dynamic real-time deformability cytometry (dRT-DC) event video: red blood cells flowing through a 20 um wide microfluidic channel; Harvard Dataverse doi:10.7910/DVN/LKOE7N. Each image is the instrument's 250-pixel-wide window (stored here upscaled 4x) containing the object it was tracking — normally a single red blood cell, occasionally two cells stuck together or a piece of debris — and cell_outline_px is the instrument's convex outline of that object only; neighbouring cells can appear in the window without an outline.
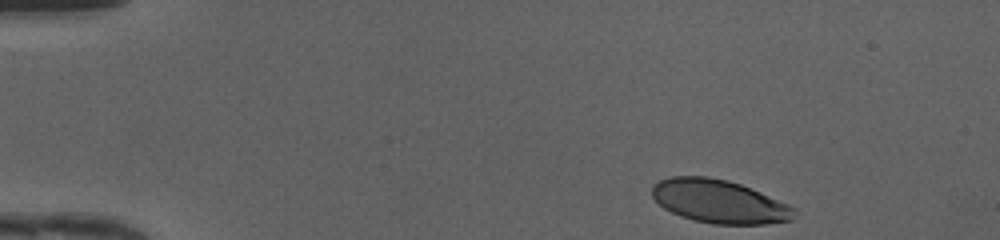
{"species": "human", "species_latin": "Homo sapiens", "temperature_condition": "cold", "stored_images_in_passage": 43, "camera_frame_rate_fps": 3000, "um_per_image_px": 0.085, "donor": {"sex": "female"}, "frame": {"image": 1, "passage_image": 1, "time_ms": 0.0, "image_size_px": [1000, 240], "cell_outline_px": [[796, 212], [792, 220], [764, 224], [712, 224], [692, 220], [680, 216], [664, 208], [652, 196], [652, 184], [660, 180], [672, 176], [708, 176], [728, 180], [740, 184], [760, 192], [788, 204], [796, 208]], "centroid_in_image_um": [61.12, 17.12], "position_along_channel_um": 23.9, "area_um2": 35.95}}
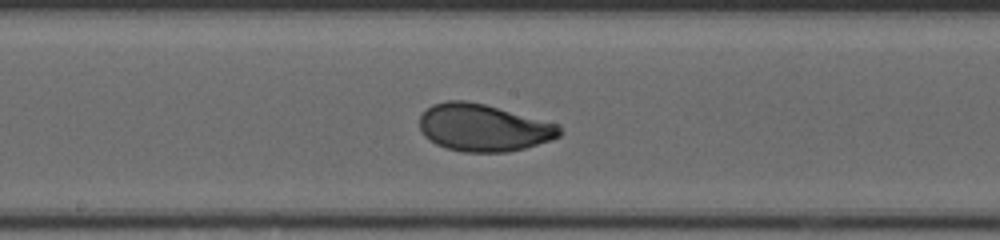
{"frame": {"image": 2, "passage_image": 21, "time_ms": 6.667, "image_size_px": [1000, 240], "cell_outline_px": [[560, 136], [524, 148], [508, 152], [464, 152], [448, 148], [436, 144], [428, 140], [420, 132], [420, 116], [432, 104], [448, 100], [464, 100], [484, 104], [560, 124]], "centroid_in_image_um": [41.06, 10.85], "position_along_channel_um": 207.1, "area_um2": 38.44}}
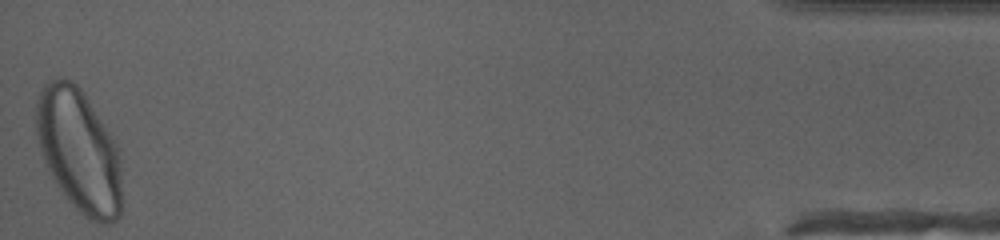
{"frame": {"image": 3, "passage_image": 43, "time_ms": 14.0, "image_size_px": [1000, 240], "cell_outline_px": [[120, 216], [116, 220], [108, 224], [100, 224], [88, 220], [64, 196], [56, 184], [44, 160], [40, 148], [36, 132], [36, 100], [44, 84], [48, 80], [60, 76], [72, 80], [84, 92], [120, 148]], "centroid_in_image_um": [6.72, 12.78], "position_along_channel_um": 428.5, "area_um2": 61.9}, "authors_computed_cell_mechanics": {"area_um2": 38.3792, "velocity_mm_per_s": 4.1909, "shape_relaxation_time_tau1_ms": 2.4489, "shape_relaxation_time_tau2_ms": 0.5705, "deformation_change_tau1": 0.1651, "deformation_change_tau2": 0.0529}}